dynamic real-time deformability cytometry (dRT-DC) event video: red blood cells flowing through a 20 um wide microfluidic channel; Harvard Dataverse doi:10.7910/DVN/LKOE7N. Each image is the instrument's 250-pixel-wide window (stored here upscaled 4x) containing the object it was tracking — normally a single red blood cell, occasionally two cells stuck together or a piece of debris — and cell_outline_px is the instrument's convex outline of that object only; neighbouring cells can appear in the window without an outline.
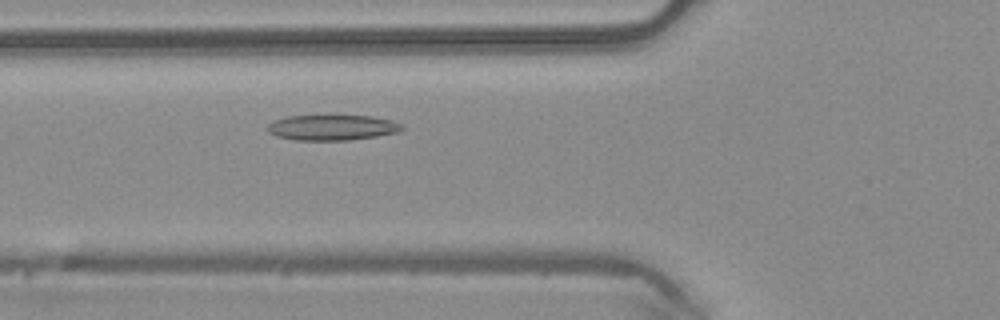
{"species": "common noctule bat (a hibernating species)", "species_latin": "Nyctalus noctula", "temperature_condition": "warm", "stored_images_in_passage": 4, "camera_frame_rate_fps": 3000, "um_per_image_px": 0.085, "animal": {"sex": "male", "body_mass_g": 20.4}, "frame": {"image": 1, "passage_image": 4, "time_ms": 1.0, "image_size_px": [1000, 320], "cell_outline_px": [[404, 128], [400, 132], [376, 136], [348, 140], [296, 140], [276, 136], [268, 132], [268, 124], [276, 120], [288, 116], [372, 116], [392, 120], [400, 124]], "centroid_in_image_um": [28.25, 10.84], "position_along_channel_um": 97.5, "area_um2": 19.77}}